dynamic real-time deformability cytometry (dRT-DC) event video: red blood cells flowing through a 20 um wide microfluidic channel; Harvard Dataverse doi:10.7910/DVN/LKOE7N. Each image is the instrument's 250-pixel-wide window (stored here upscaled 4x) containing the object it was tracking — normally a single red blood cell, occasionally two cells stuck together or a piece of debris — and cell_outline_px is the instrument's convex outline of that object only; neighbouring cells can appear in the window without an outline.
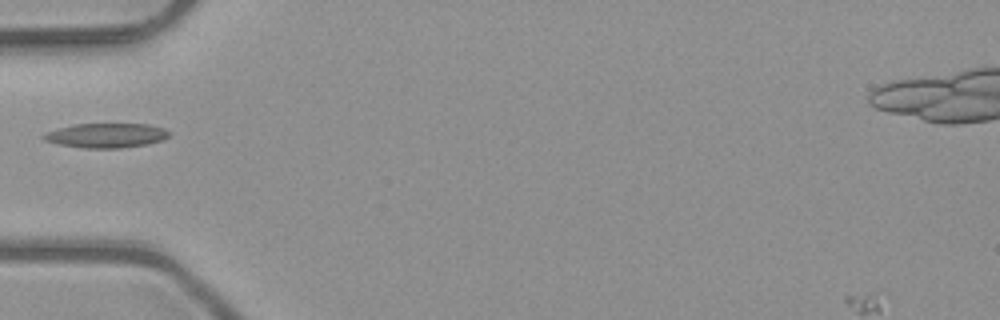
{"species": "common noctule bat (a hibernating species)", "species_latin": "Nyctalus noctula", "temperature_condition": "room temperature", "stored_images_in_passage": 5, "camera_frame_rate_fps": 3000, "um_per_image_px": 0.085, "animal": {"sex": "male", "body_mass_g": 23.1, "forearm_length_mm": 52.7}, "frame": {"image": 1, "passage_image": 5, "time_ms": 1.333, "image_size_px": [1000, 320], "cell_outline_px": [[168, 136], [160, 140], [148, 144], [120, 148], [84, 148], [60, 144], [44, 140], [40, 136], [56, 128], [72, 124], [148, 124], [164, 128], [168, 132]], "centroid_in_image_um": [8.99, 11.51], "position_along_channel_um": 76.0, "area_um2": 17.8}}